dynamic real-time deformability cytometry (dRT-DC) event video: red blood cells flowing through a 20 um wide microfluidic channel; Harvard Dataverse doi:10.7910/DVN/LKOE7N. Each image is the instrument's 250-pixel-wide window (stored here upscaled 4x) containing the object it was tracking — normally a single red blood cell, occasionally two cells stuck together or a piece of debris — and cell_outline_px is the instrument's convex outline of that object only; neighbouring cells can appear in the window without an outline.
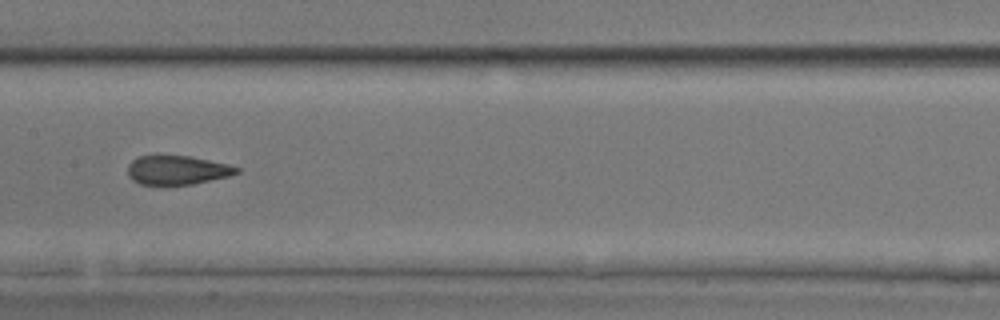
{"species": "common noctule bat (a hibernating species)", "species_latin": "Nyctalus noctula", "temperature_condition": "room temperature", "stored_images_in_passage": 18, "camera_frame_rate_fps": 3000, "um_per_image_px": 0.085, "animal": {"sex": "male", "body_mass_g": 17.9, "forearm_length_mm": 54.2}, "frame": {"image": 1, "passage_image": 10, "time_ms": 3.0, "image_size_px": [1000, 320], "cell_outline_px": [[240, 172], [228, 176], [192, 184], [168, 188], [140, 184], [132, 180], [128, 176], [128, 164], [132, 160], [140, 156], [156, 152], [188, 156], [228, 164], [240, 168]], "centroid_in_image_um": [14.97, 14.46], "position_along_channel_um": 192.4, "area_um2": 19.59}}
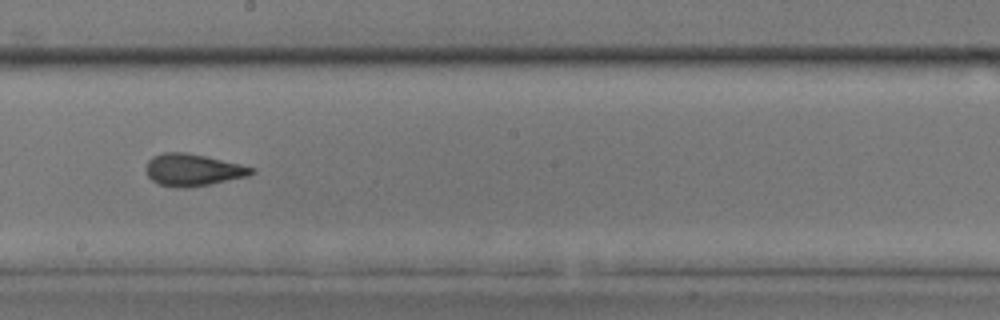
{"frame": {"image": 2, "passage_image": 13, "time_ms": 4.0, "image_size_px": [1000, 320], "cell_outline_px": [[256, 172], [248, 176], [188, 188], [180, 188], [160, 184], [152, 180], [148, 176], [144, 168], [148, 160], [152, 156], [164, 152], [184, 152], [204, 156], [240, 164], [256, 168]], "centroid_in_image_um": [16.37, 14.44], "position_along_channel_um": 231.8, "area_um2": 19.65}}
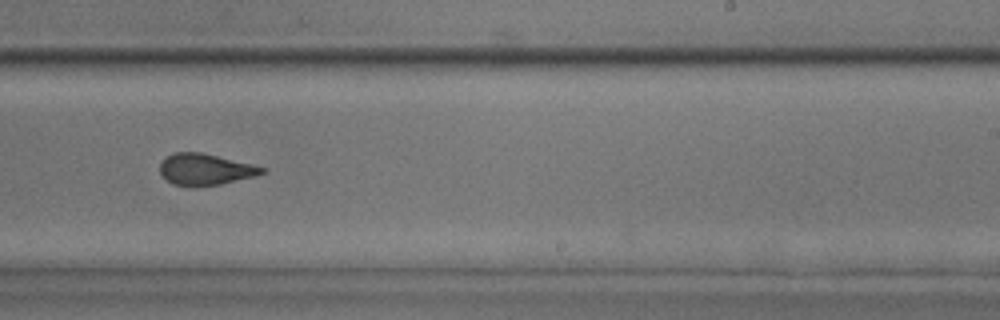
{"frame": {"image": 3, "passage_image": 16, "time_ms": 5.0, "image_size_px": [1000, 320], "cell_outline_px": [[268, 172], [220, 184], [172, 184], [160, 172], [160, 164], [168, 156], [176, 152], [200, 152], [252, 164], [268, 168]], "centroid_in_image_um": [17.5, 14.36], "position_along_channel_um": 271.5, "area_um2": 17.92}}